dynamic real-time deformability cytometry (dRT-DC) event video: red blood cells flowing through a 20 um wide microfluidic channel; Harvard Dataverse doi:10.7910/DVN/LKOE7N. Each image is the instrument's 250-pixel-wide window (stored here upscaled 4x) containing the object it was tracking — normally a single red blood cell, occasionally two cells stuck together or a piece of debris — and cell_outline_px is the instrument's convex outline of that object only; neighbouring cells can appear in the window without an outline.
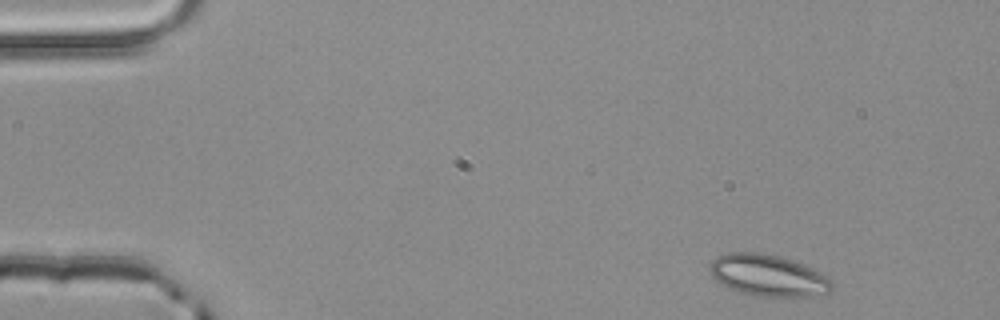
{"species": "common noctule bat (a hibernating species)", "species_latin": "Nyctalus noctula", "temperature_condition": "room temperature", "stored_images_in_passage": 3, "camera_frame_rate_fps": 3000, "um_per_image_px": 0.085, "animal": {"sex": "male", "body_mass_g": 20.4}, "frame": {"image": 1, "passage_image": 1, "time_ms": 0.0, "image_size_px": [1000, 320], "cell_outline_px": [[836, 284], [832, 292], [812, 296], [752, 296], [728, 288], [720, 284], [712, 276], [708, 268], [712, 260], [716, 256], [728, 252], [760, 252], [780, 256], [804, 264], [832, 280]], "centroid_in_image_um": [65.28, 23.41], "position_along_channel_um": 19.7, "area_um2": 30.0}}